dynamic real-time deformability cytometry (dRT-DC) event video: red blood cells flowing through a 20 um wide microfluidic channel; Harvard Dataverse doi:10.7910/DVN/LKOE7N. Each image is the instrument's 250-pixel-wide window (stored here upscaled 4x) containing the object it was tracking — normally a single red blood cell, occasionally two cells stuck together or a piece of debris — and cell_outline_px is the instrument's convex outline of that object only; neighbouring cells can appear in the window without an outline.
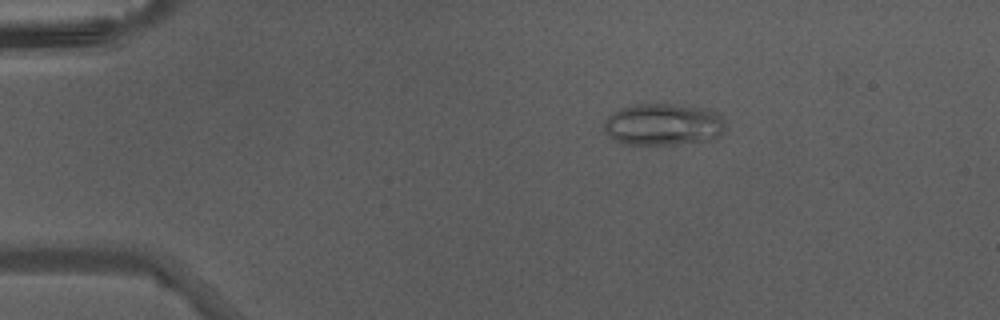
{"species": "Egyptian fruit bat (a non-hibernating species)", "species_latin": "Rousettus aegyptiacus", "temperature_condition": "warm", "stored_images_in_passage": 41, "camera_frame_rate_fps": 3000, "um_per_image_px": 0.085, "animal": {"sex": "male"}, "frame": {"image": 1, "passage_image": 4, "time_ms": 1.0, "image_size_px": [1000, 320], "cell_outline_px": [[724, 128], [716, 136], [708, 140], [676, 144], [624, 144], [612, 140], [608, 136], [604, 128], [604, 120], [612, 112], [620, 108], [632, 104], [672, 104], [704, 108], [720, 116], [724, 120]], "centroid_in_image_um": [56.29, 10.57], "position_along_channel_um": 28.7, "area_um2": 29.48}}
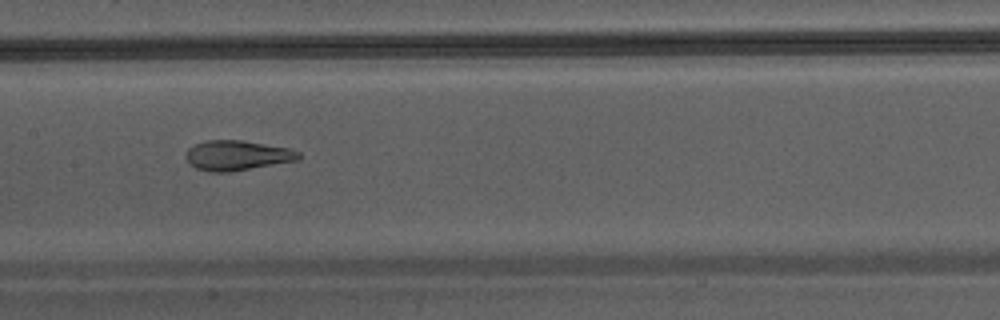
{"frame": {"image": 2, "passage_image": 19, "time_ms": 6.0, "image_size_px": [1000, 320], "cell_outline_px": [[300, 160], [228, 172], [212, 172], [196, 168], [188, 164], [184, 156], [188, 148], [196, 144], [208, 140], [244, 140], [288, 148], [300, 152]], "centroid_in_image_um": [20.14, 13.21], "position_along_channel_um": 187.3, "area_um2": 19.77}}
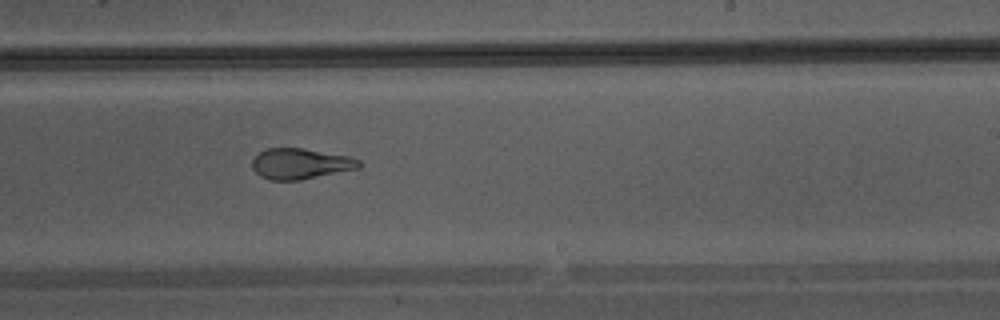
{"frame": {"image": 3, "passage_image": 24, "time_ms": 7.667, "image_size_px": [1000, 320], "cell_outline_px": [[360, 168], [300, 180], [268, 180], [260, 176], [252, 168], [252, 160], [260, 152], [268, 148], [300, 148], [348, 156], [360, 160]], "centroid_in_image_um": [25.52, 13.93], "position_along_channel_um": 263.5, "area_um2": 18.96}}